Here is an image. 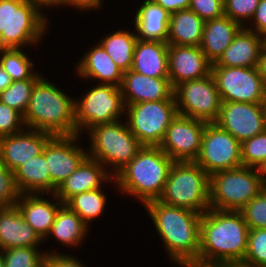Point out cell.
<instances>
[{
    "label": "cell",
    "instance_id": "obj_17",
    "mask_svg": "<svg viewBox=\"0 0 266 267\" xmlns=\"http://www.w3.org/2000/svg\"><path fill=\"white\" fill-rule=\"evenodd\" d=\"M212 73V63L200 46L169 45L168 78L173 88L182 82L206 77Z\"/></svg>",
    "mask_w": 266,
    "mask_h": 267
},
{
    "label": "cell",
    "instance_id": "obj_49",
    "mask_svg": "<svg viewBox=\"0 0 266 267\" xmlns=\"http://www.w3.org/2000/svg\"><path fill=\"white\" fill-rule=\"evenodd\" d=\"M12 83L10 75L4 70L0 64V93L4 91Z\"/></svg>",
    "mask_w": 266,
    "mask_h": 267
},
{
    "label": "cell",
    "instance_id": "obj_13",
    "mask_svg": "<svg viewBox=\"0 0 266 267\" xmlns=\"http://www.w3.org/2000/svg\"><path fill=\"white\" fill-rule=\"evenodd\" d=\"M195 162L209 175L242 165L241 143L216 123H206Z\"/></svg>",
    "mask_w": 266,
    "mask_h": 267
},
{
    "label": "cell",
    "instance_id": "obj_6",
    "mask_svg": "<svg viewBox=\"0 0 266 267\" xmlns=\"http://www.w3.org/2000/svg\"><path fill=\"white\" fill-rule=\"evenodd\" d=\"M47 22L43 12L27 1L1 0L0 49L38 44L46 33Z\"/></svg>",
    "mask_w": 266,
    "mask_h": 267
},
{
    "label": "cell",
    "instance_id": "obj_5",
    "mask_svg": "<svg viewBox=\"0 0 266 267\" xmlns=\"http://www.w3.org/2000/svg\"><path fill=\"white\" fill-rule=\"evenodd\" d=\"M158 200L203 214L210 208V176L195 161H174Z\"/></svg>",
    "mask_w": 266,
    "mask_h": 267
},
{
    "label": "cell",
    "instance_id": "obj_31",
    "mask_svg": "<svg viewBox=\"0 0 266 267\" xmlns=\"http://www.w3.org/2000/svg\"><path fill=\"white\" fill-rule=\"evenodd\" d=\"M137 40L136 33L118 30L101 39L99 43L124 73L131 70Z\"/></svg>",
    "mask_w": 266,
    "mask_h": 267
},
{
    "label": "cell",
    "instance_id": "obj_27",
    "mask_svg": "<svg viewBox=\"0 0 266 267\" xmlns=\"http://www.w3.org/2000/svg\"><path fill=\"white\" fill-rule=\"evenodd\" d=\"M134 19L138 39L167 43L170 14L160 5L153 0H145Z\"/></svg>",
    "mask_w": 266,
    "mask_h": 267
},
{
    "label": "cell",
    "instance_id": "obj_42",
    "mask_svg": "<svg viewBox=\"0 0 266 267\" xmlns=\"http://www.w3.org/2000/svg\"><path fill=\"white\" fill-rule=\"evenodd\" d=\"M189 9L204 21L225 15L224 0H191Z\"/></svg>",
    "mask_w": 266,
    "mask_h": 267
},
{
    "label": "cell",
    "instance_id": "obj_46",
    "mask_svg": "<svg viewBox=\"0 0 266 267\" xmlns=\"http://www.w3.org/2000/svg\"><path fill=\"white\" fill-rule=\"evenodd\" d=\"M169 14L183 9H189L191 0H153Z\"/></svg>",
    "mask_w": 266,
    "mask_h": 267
},
{
    "label": "cell",
    "instance_id": "obj_7",
    "mask_svg": "<svg viewBox=\"0 0 266 267\" xmlns=\"http://www.w3.org/2000/svg\"><path fill=\"white\" fill-rule=\"evenodd\" d=\"M266 186L260 169L241 166L210 176V208L241 210Z\"/></svg>",
    "mask_w": 266,
    "mask_h": 267
},
{
    "label": "cell",
    "instance_id": "obj_1",
    "mask_svg": "<svg viewBox=\"0 0 266 267\" xmlns=\"http://www.w3.org/2000/svg\"><path fill=\"white\" fill-rule=\"evenodd\" d=\"M249 227L240 211L209 208L202 214L198 265L243 262Z\"/></svg>",
    "mask_w": 266,
    "mask_h": 267
},
{
    "label": "cell",
    "instance_id": "obj_21",
    "mask_svg": "<svg viewBox=\"0 0 266 267\" xmlns=\"http://www.w3.org/2000/svg\"><path fill=\"white\" fill-rule=\"evenodd\" d=\"M43 241L25 222L17 206L0 207V249L18 247L38 248Z\"/></svg>",
    "mask_w": 266,
    "mask_h": 267
},
{
    "label": "cell",
    "instance_id": "obj_29",
    "mask_svg": "<svg viewBox=\"0 0 266 267\" xmlns=\"http://www.w3.org/2000/svg\"><path fill=\"white\" fill-rule=\"evenodd\" d=\"M13 172L17 188L21 194H51V178L44 151L40 155L30 158Z\"/></svg>",
    "mask_w": 266,
    "mask_h": 267
},
{
    "label": "cell",
    "instance_id": "obj_22",
    "mask_svg": "<svg viewBox=\"0 0 266 267\" xmlns=\"http://www.w3.org/2000/svg\"><path fill=\"white\" fill-rule=\"evenodd\" d=\"M53 195L56 203L43 198L38 193L21 194L16 206L19 209L26 223L30 224L33 230L41 237L43 241L47 239L51 226L54 223L55 216L63 203Z\"/></svg>",
    "mask_w": 266,
    "mask_h": 267
},
{
    "label": "cell",
    "instance_id": "obj_3",
    "mask_svg": "<svg viewBox=\"0 0 266 267\" xmlns=\"http://www.w3.org/2000/svg\"><path fill=\"white\" fill-rule=\"evenodd\" d=\"M46 79L41 77L33 87L23 115L26 129L40 130L53 136L77 134L75 99Z\"/></svg>",
    "mask_w": 266,
    "mask_h": 267
},
{
    "label": "cell",
    "instance_id": "obj_41",
    "mask_svg": "<svg viewBox=\"0 0 266 267\" xmlns=\"http://www.w3.org/2000/svg\"><path fill=\"white\" fill-rule=\"evenodd\" d=\"M24 126L23 115L0 101V137L19 133Z\"/></svg>",
    "mask_w": 266,
    "mask_h": 267
},
{
    "label": "cell",
    "instance_id": "obj_38",
    "mask_svg": "<svg viewBox=\"0 0 266 267\" xmlns=\"http://www.w3.org/2000/svg\"><path fill=\"white\" fill-rule=\"evenodd\" d=\"M239 211L249 229L266 228V186Z\"/></svg>",
    "mask_w": 266,
    "mask_h": 267
},
{
    "label": "cell",
    "instance_id": "obj_23",
    "mask_svg": "<svg viewBox=\"0 0 266 267\" xmlns=\"http://www.w3.org/2000/svg\"><path fill=\"white\" fill-rule=\"evenodd\" d=\"M265 40L257 33L242 27L221 57L212 66L256 67Z\"/></svg>",
    "mask_w": 266,
    "mask_h": 267
},
{
    "label": "cell",
    "instance_id": "obj_35",
    "mask_svg": "<svg viewBox=\"0 0 266 267\" xmlns=\"http://www.w3.org/2000/svg\"><path fill=\"white\" fill-rule=\"evenodd\" d=\"M37 249L34 247H18L3 250L4 267H43L46 253L43 254Z\"/></svg>",
    "mask_w": 266,
    "mask_h": 267
},
{
    "label": "cell",
    "instance_id": "obj_18",
    "mask_svg": "<svg viewBox=\"0 0 266 267\" xmlns=\"http://www.w3.org/2000/svg\"><path fill=\"white\" fill-rule=\"evenodd\" d=\"M25 129L19 133L0 137V161L14 171L20 165L43 153L53 135L40 130Z\"/></svg>",
    "mask_w": 266,
    "mask_h": 267
},
{
    "label": "cell",
    "instance_id": "obj_16",
    "mask_svg": "<svg viewBox=\"0 0 266 267\" xmlns=\"http://www.w3.org/2000/svg\"><path fill=\"white\" fill-rule=\"evenodd\" d=\"M215 123L242 143L265 131L263 103L222 102Z\"/></svg>",
    "mask_w": 266,
    "mask_h": 267
},
{
    "label": "cell",
    "instance_id": "obj_37",
    "mask_svg": "<svg viewBox=\"0 0 266 267\" xmlns=\"http://www.w3.org/2000/svg\"><path fill=\"white\" fill-rule=\"evenodd\" d=\"M242 263L253 267H266V228L249 229L247 251Z\"/></svg>",
    "mask_w": 266,
    "mask_h": 267
},
{
    "label": "cell",
    "instance_id": "obj_12",
    "mask_svg": "<svg viewBox=\"0 0 266 267\" xmlns=\"http://www.w3.org/2000/svg\"><path fill=\"white\" fill-rule=\"evenodd\" d=\"M222 102L264 103L266 84L256 67L212 66Z\"/></svg>",
    "mask_w": 266,
    "mask_h": 267
},
{
    "label": "cell",
    "instance_id": "obj_20",
    "mask_svg": "<svg viewBox=\"0 0 266 267\" xmlns=\"http://www.w3.org/2000/svg\"><path fill=\"white\" fill-rule=\"evenodd\" d=\"M107 171V168L99 161L87 156L79 167L59 185L54 194L64 204L76 194L100 189L103 182L116 183L112 173L110 171L107 173Z\"/></svg>",
    "mask_w": 266,
    "mask_h": 267
},
{
    "label": "cell",
    "instance_id": "obj_14",
    "mask_svg": "<svg viewBox=\"0 0 266 267\" xmlns=\"http://www.w3.org/2000/svg\"><path fill=\"white\" fill-rule=\"evenodd\" d=\"M205 122L177 114L159 146L174 161H195L199 155Z\"/></svg>",
    "mask_w": 266,
    "mask_h": 267
},
{
    "label": "cell",
    "instance_id": "obj_45",
    "mask_svg": "<svg viewBox=\"0 0 266 267\" xmlns=\"http://www.w3.org/2000/svg\"><path fill=\"white\" fill-rule=\"evenodd\" d=\"M103 0H60V6L64 5L66 7L68 6H72V7H76L79 10H87L89 11V9L93 10V9H98L100 8V6H102L101 3Z\"/></svg>",
    "mask_w": 266,
    "mask_h": 267
},
{
    "label": "cell",
    "instance_id": "obj_40",
    "mask_svg": "<svg viewBox=\"0 0 266 267\" xmlns=\"http://www.w3.org/2000/svg\"><path fill=\"white\" fill-rule=\"evenodd\" d=\"M20 195L14 172L0 161V207L15 206Z\"/></svg>",
    "mask_w": 266,
    "mask_h": 267
},
{
    "label": "cell",
    "instance_id": "obj_4",
    "mask_svg": "<svg viewBox=\"0 0 266 267\" xmlns=\"http://www.w3.org/2000/svg\"><path fill=\"white\" fill-rule=\"evenodd\" d=\"M174 163L160 147L143 146L115 176L120 191L136 197L144 205L158 200Z\"/></svg>",
    "mask_w": 266,
    "mask_h": 267
},
{
    "label": "cell",
    "instance_id": "obj_19",
    "mask_svg": "<svg viewBox=\"0 0 266 267\" xmlns=\"http://www.w3.org/2000/svg\"><path fill=\"white\" fill-rule=\"evenodd\" d=\"M120 89L125 106L175 99L169 78L148 77L133 70L124 72Z\"/></svg>",
    "mask_w": 266,
    "mask_h": 267
},
{
    "label": "cell",
    "instance_id": "obj_51",
    "mask_svg": "<svg viewBox=\"0 0 266 267\" xmlns=\"http://www.w3.org/2000/svg\"><path fill=\"white\" fill-rule=\"evenodd\" d=\"M260 172L262 174L263 180L266 183V163L263 165V167L260 169Z\"/></svg>",
    "mask_w": 266,
    "mask_h": 267
},
{
    "label": "cell",
    "instance_id": "obj_8",
    "mask_svg": "<svg viewBox=\"0 0 266 267\" xmlns=\"http://www.w3.org/2000/svg\"><path fill=\"white\" fill-rule=\"evenodd\" d=\"M90 137V158L99 161L103 166H113L115 176L124 168L143 147L130 132L127 123L120 120L96 125L88 130Z\"/></svg>",
    "mask_w": 266,
    "mask_h": 267
},
{
    "label": "cell",
    "instance_id": "obj_43",
    "mask_svg": "<svg viewBox=\"0 0 266 267\" xmlns=\"http://www.w3.org/2000/svg\"><path fill=\"white\" fill-rule=\"evenodd\" d=\"M43 267H86L77 258L66 254L46 252Z\"/></svg>",
    "mask_w": 266,
    "mask_h": 267
},
{
    "label": "cell",
    "instance_id": "obj_48",
    "mask_svg": "<svg viewBox=\"0 0 266 267\" xmlns=\"http://www.w3.org/2000/svg\"><path fill=\"white\" fill-rule=\"evenodd\" d=\"M27 1L29 3H31L32 5L36 6L40 11L41 9H43V7L45 6V8L48 7H52L53 5L56 7H60V0H24Z\"/></svg>",
    "mask_w": 266,
    "mask_h": 267
},
{
    "label": "cell",
    "instance_id": "obj_54",
    "mask_svg": "<svg viewBox=\"0 0 266 267\" xmlns=\"http://www.w3.org/2000/svg\"><path fill=\"white\" fill-rule=\"evenodd\" d=\"M0 267H4V261H3V255H2V250L0 249Z\"/></svg>",
    "mask_w": 266,
    "mask_h": 267
},
{
    "label": "cell",
    "instance_id": "obj_2",
    "mask_svg": "<svg viewBox=\"0 0 266 267\" xmlns=\"http://www.w3.org/2000/svg\"><path fill=\"white\" fill-rule=\"evenodd\" d=\"M144 207L165 245L169 258H172L170 260L178 265H198L202 214L169 206L159 200L148 201Z\"/></svg>",
    "mask_w": 266,
    "mask_h": 267
},
{
    "label": "cell",
    "instance_id": "obj_36",
    "mask_svg": "<svg viewBox=\"0 0 266 267\" xmlns=\"http://www.w3.org/2000/svg\"><path fill=\"white\" fill-rule=\"evenodd\" d=\"M242 165L261 169L266 163V131L241 143Z\"/></svg>",
    "mask_w": 266,
    "mask_h": 267
},
{
    "label": "cell",
    "instance_id": "obj_9",
    "mask_svg": "<svg viewBox=\"0 0 266 267\" xmlns=\"http://www.w3.org/2000/svg\"><path fill=\"white\" fill-rule=\"evenodd\" d=\"M125 111L130 132L142 146L150 147L161 145L167 128L178 114L175 99L130 104L125 106Z\"/></svg>",
    "mask_w": 266,
    "mask_h": 267
},
{
    "label": "cell",
    "instance_id": "obj_30",
    "mask_svg": "<svg viewBox=\"0 0 266 267\" xmlns=\"http://www.w3.org/2000/svg\"><path fill=\"white\" fill-rule=\"evenodd\" d=\"M88 225L77 214L63 204L56 213L48 236L56 238V241L68 247L80 245L86 237Z\"/></svg>",
    "mask_w": 266,
    "mask_h": 267
},
{
    "label": "cell",
    "instance_id": "obj_32",
    "mask_svg": "<svg viewBox=\"0 0 266 267\" xmlns=\"http://www.w3.org/2000/svg\"><path fill=\"white\" fill-rule=\"evenodd\" d=\"M106 202V194L95 189L76 194L64 204L89 226V222L104 212Z\"/></svg>",
    "mask_w": 266,
    "mask_h": 267
},
{
    "label": "cell",
    "instance_id": "obj_33",
    "mask_svg": "<svg viewBox=\"0 0 266 267\" xmlns=\"http://www.w3.org/2000/svg\"><path fill=\"white\" fill-rule=\"evenodd\" d=\"M0 64L10 75L12 81L24 79H40L42 75L33 71L30 61L22 49H0Z\"/></svg>",
    "mask_w": 266,
    "mask_h": 267
},
{
    "label": "cell",
    "instance_id": "obj_15",
    "mask_svg": "<svg viewBox=\"0 0 266 267\" xmlns=\"http://www.w3.org/2000/svg\"><path fill=\"white\" fill-rule=\"evenodd\" d=\"M78 134L53 136L44 148V155L51 178V194L70 176L88 156L87 150L77 144Z\"/></svg>",
    "mask_w": 266,
    "mask_h": 267
},
{
    "label": "cell",
    "instance_id": "obj_25",
    "mask_svg": "<svg viewBox=\"0 0 266 267\" xmlns=\"http://www.w3.org/2000/svg\"><path fill=\"white\" fill-rule=\"evenodd\" d=\"M168 48L169 45L161 41L138 39L131 70L148 77L168 78Z\"/></svg>",
    "mask_w": 266,
    "mask_h": 267
},
{
    "label": "cell",
    "instance_id": "obj_34",
    "mask_svg": "<svg viewBox=\"0 0 266 267\" xmlns=\"http://www.w3.org/2000/svg\"><path fill=\"white\" fill-rule=\"evenodd\" d=\"M38 80L39 79H24L12 81L10 86L0 93V101L24 115L29 104L33 87Z\"/></svg>",
    "mask_w": 266,
    "mask_h": 267
},
{
    "label": "cell",
    "instance_id": "obj_26",
    "mask_svg": "<svg viewBox=\"0 0 266 267\" xmlns=\"http://www.w3.org/2000/svg\"><path fill=\"white\" fill-rule=\"evenodd\" d=\"M242 26L227 16L205 21L200 48L213 64L231 44Z\"/></svg>",
    "mask_w": 266,
    "mask_h": 267
},
{
    "label": "cell",
    "instance_id": "obj_50",
    "mask_svg": "<svg viewBox=\"0 0 266 267\" xmlns=\"http://www.w3.org/2000/svg\"><path fill=\"white\" fill-rule=\"evenodd\" d=\"M215 267H253V266L246 265L242 262H237V263H224Z\"/></svg>",
    "mask_w": 266,
    "mask_h": 267
},
{
    "label": "cell",
    "instance_id": "obj_53",
    "mask_svg": "<svg viewBox=\"0 0 266 267\" xmlns=\"http://www.w3.org/2000/svg\"><path fill=\"white\" fill-rule=\"evenodd\" d=\"M263 111H264V126H265V131H266V100L263 103Z\"/></svg>",
    "mask_w": 266,
    "mask_h": 267
},
{
    "label": "cell",
    "instance_id": "obj_47",
    "mask_svg": "<svg viewBox=\"0 0 266 267\" xmlns=\"http://www.w3.org/2000/svg\"><path fill=\"white\" fill-rule=\"evenodd\" d=\"M259 74L262 76L266 84V45L262 48L260 52V58L257 65Z\"/></svg>",
    "mask_w": 266,
    "mask_h": 267
},
{
    "label": "cell",
    "instance_id": "obj_39",
    "mask_svg": "<svg viewBox=\"0 0 266 267\" xmlns=\"http://www.w3.org/2000/svg\"><path fill=\"white\" fill-rule=\"evenodd\" d=\"M259 3L260 0H224V14L245 27L244 21L252 19Z\"/></svg>",
    "mask_w": 266,
    "mask_h": 267
},
{
    "label": "cell",
    "instance_id": "obj_11",
    "mask_svg": "<svg viewBox=\"0 0 266 267\" xmlns=\"http://www.w3.org/2000/svg\"><path fill=\"white\" fill-rule=\"evenodd\" d=\"M177 113L205 123H215L222 100L212 73L180 83L174 88Z\"/></svg>",
    "mask_w": 266,
    "mask_h": 267
},
{
    "label": "cell",
    "instance_id": "obj_28",
    "mask_svg": "<svg viewBox=\"0 0 266 267\" xmlns=\"http://www.w3.org/2000/svg\"><path fill=\"white\" fill-rule=\"evenodd\" d=\"M205 21L190 9L170 14L168 45L200 46Z\"/></svg>",
    "mask_w": 266,
    "mask_h": 267
},
{
    "label": "cell",
    "instance_id": "obj_10",
    "mask_svg": "<svg viewBox=\"0 0 266 267\" xmlns=\"http://www.w3.org/2000/svg\"><path fill=\"white\" fill-rule=\"evenodd\" d=\"M79 100H75L78 135L81 130L87 131L96 125L117 121L125 112L121 89L113 85L99 82Z\"/></svg>",
    "mask_w": 266,
    "mask_h": 267
},
{
    "label": "cell",
    "instance_id": "obj_52",
    "mask_svg": "<svg viewBox=\"0 0 266 267\" xmlns=\"http://www.w3.org/2000/svg\"><path fill=\"white\" fill-rule=\"evenodd\" d=\"M183 267H214V266H200V265H196V264H180Z\"/></svg>",
    "mask_w": 266,
    "mask_h": 267
},
{
    "label": "cell",
    "instance_id": "obj_24",
    "mask_svg": "<svg viewBox=\"0 0 266 267\" xmlns=\"http://www.w3.org/2000/svg\"><path fill=\"white\" fill-rule=\"evenodd\" d=\"M77 65L76 70L80 77L87 78V80L96 79L97 81H102L101 84L121 86L124 73L114 63L100 43L84 54Z\"/></svg>",
    "mask_w": 266,
    "mask_h": 267
},
{
    "label": "cell",
    "instance_id": "obj_44",
    "mask_svg": "<svg viewBox=\"0 0 266 267\" xmlns=\"http://www.w3.org/2000/svg\"><path fill=\"white\" fill-rule=\"evenodd\" d=\"M254 24V28L252 26L245 28L254 31L264 40L266 39V0H260V3L252 17Z\"/></svg>",
    "mask_w": 266,
    "mask_h": 267
}]
</instances>
